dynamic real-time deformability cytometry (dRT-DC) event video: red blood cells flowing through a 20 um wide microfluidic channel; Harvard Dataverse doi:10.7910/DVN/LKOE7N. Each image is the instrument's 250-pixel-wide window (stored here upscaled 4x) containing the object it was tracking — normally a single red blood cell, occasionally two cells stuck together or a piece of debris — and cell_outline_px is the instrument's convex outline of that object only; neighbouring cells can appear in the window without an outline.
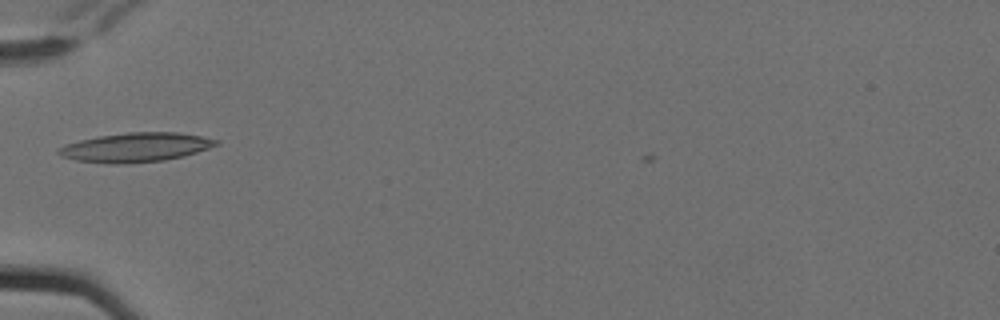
{"species": "Egyptian fruit bat (a non-hibernating species)", "species_latin": "Rousettus aegyptiacus", "temperature_condition": "cold", "stored_images_in_passage": 4, "camera_frame_rate_fps": 3000, "um_per_image_px": 0.085, "animal": {"sex": "female"}, "frame": {"image": 1, "passage_image": 4, "time_ms": 1.0, "image_size_px": [1000, 320], "cell_outline_px": [[220, 144], [184, 156], [164, 160], [124, 164], [112, 164], [76, 160], [60, 156], [56, 152], [60, 148], [68, 144], [80, 140], [100, 136], [128, 132], [176, 132], [200, 136], [220, 140]], "centroid_in_image_um": [11.56, 12.53], "position_along_channel_um": 73.4, "area_um2": 26.65}}